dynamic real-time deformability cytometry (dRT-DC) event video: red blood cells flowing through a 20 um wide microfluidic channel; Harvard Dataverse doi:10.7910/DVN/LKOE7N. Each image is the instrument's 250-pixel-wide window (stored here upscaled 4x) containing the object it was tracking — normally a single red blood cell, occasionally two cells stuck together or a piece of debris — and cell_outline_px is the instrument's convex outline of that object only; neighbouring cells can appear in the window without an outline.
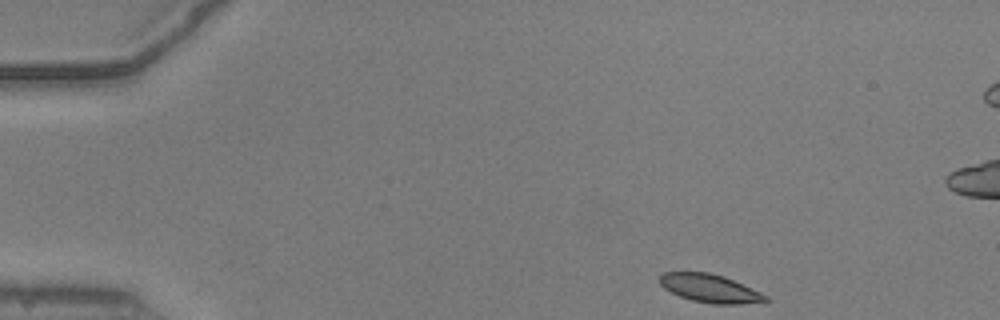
{"species": "common noctule bat (a hibernating species)", "species_latin": "Nyctalus noctula", "temperature_condition": "warm", "stored_images_in_passage": 47, "camera_frame_rate_fps": 3000, "um_per_image_px": 0.085, "animal": {"sex": "male", "body_mass_g": 20.5, "forearm_length_mm": 52.5}, "frame": {"image": 1, "passage_image": 1, "time_ms": 0.0, "image_size_px": [1000, 320], "cell_outline_px": [[768, 300], [740, 304], [712, 304], [692, 300], [680, 296], [664, 288], [660, 284], [660, 272], [708, 272], [724, 276], [760, 292], [768, 296]], "centroid_in_image_um": [60.31, 24.5], "position_along_channel_um": 24.7, "area_um2": 17.22}}
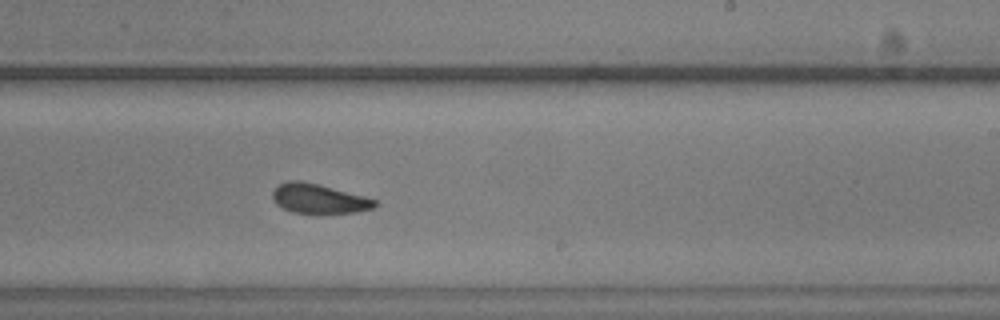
{"frame": {"image": 2, "passage_image": 26, "time_ms": 8.333, "image_size_px": [1000, 320], "cell_outline_px": [[380, 204], [372, 208], [356, 212], [292, 212], [276, 204], [272, 200], [272, 192], [280, 184], [288, 180], [300, 180], [320, 184], [364, 196], [376, 200]], "centroid_in_image_um": [27.09, 16.86], "position_along_channel_um": 261.9, "area_um2": 17.4}}
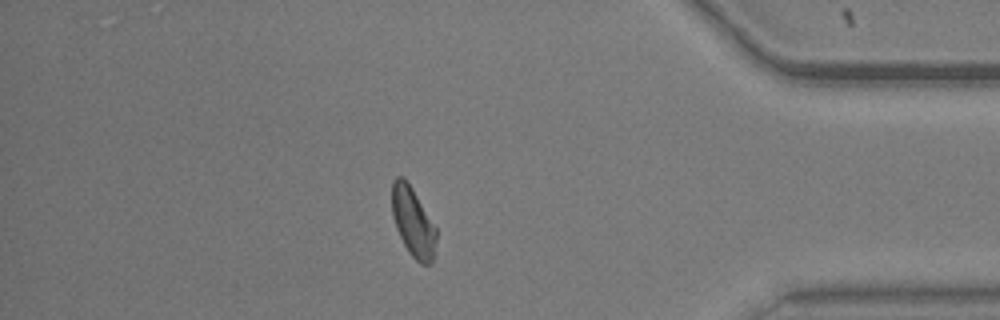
{"frame": {"image": 3, "passage_image": 39, "time_ms": 12.667, "image_size_px": [1000, 320], "cell_outline_px": [[436, 240], [432, 264], [420, 264], [408, 252], [396, 228], [392, 216], [392, 180], [396, 176], [404, 176], [412, 188], [436, 228]], "centroid_in_image_um": [35.09, 18.86], "position_along_channel_um": 400.1, "area_um2": 17.86}}